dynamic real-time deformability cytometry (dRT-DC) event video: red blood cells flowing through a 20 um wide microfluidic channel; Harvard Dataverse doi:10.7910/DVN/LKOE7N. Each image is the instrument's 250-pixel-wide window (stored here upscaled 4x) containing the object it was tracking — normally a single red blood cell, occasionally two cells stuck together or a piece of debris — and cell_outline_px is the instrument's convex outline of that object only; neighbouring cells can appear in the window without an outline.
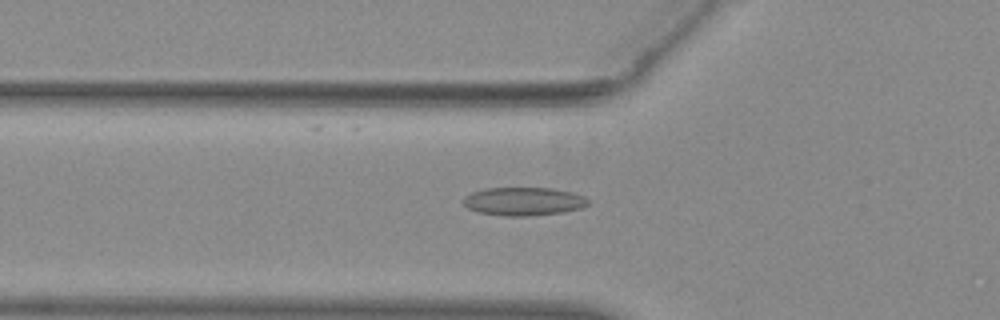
{"species": "common noctule bat (a hibernating species)", "species_latin": "Nyctalus noctula", "temperature_condition": "warm", "stored_images_in_passage": 53, "camera_frame_rate_fps": 3000, "um_per_image_px": 0.085, "animal": {"sex": "female", "body_mass_g": 29.2, "forearm_length_mm": 56.3}, "frame": {"image": 1, "passage_image": 19, "time_ms": 6.0, "image_size_px": [1000, 320], "cell_outline_px": [[588, 204], [580, 208], [564, 212], [528, 216], [504, 216], [480, 212], [468, 208], [464, 204], [464, 196], [472, 192], [488, 188], [552, 188], [572, 192], [584, 196], [588, 200]], "centroid_in_image_um": [44.52, 17.11], "position_along_channel_um": 81.3, "area_um2": 20.46}}
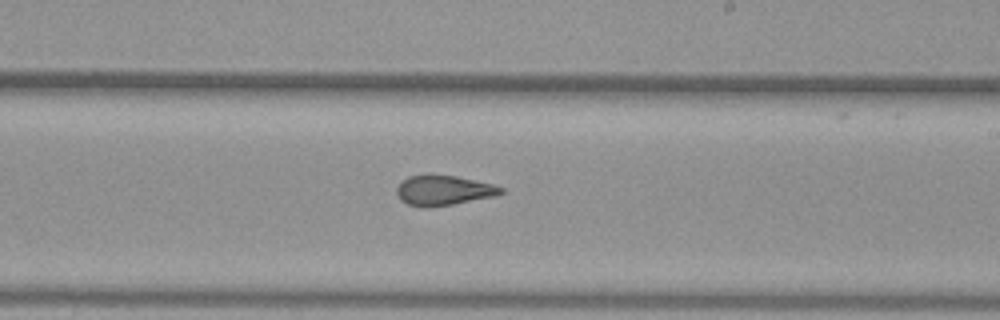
{"frame": {"image": 2, "passage_image": 32, "time_ms": 10.333, "image_size_px": [1000, 320], "cell_outline_px": [[504, 192], [496, 196], [452, 204], [408, 204], [400, 200], [396, 196], [396, 188], [408, 176], [428, 172], [456, 176], [492, 184], [504, 188]], "centroid_in_image_um": [37.71, 16.11], "position_along_channel_um": 251.3, "area_um2": 17.98}}
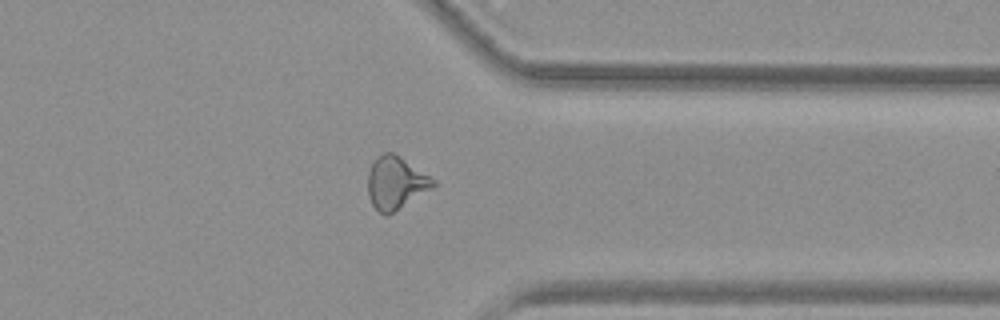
{"frame": {"image": 3, "passage_image": 42, "time_ms": 13.667, "image_size_px": [1000, 320], "cell_outline_px": [[436, 184], [432, 188], [388, 216], [384, 216], [372, 204], [368, 196], [368, 172], [376, 156], [384, 152], [392, 152], [436, 180]], "centroid_in_image_um": [33.62, 15.56], "position_along_channel_um": 377.8, "area_um2": 19.88}, "authors_computed_cell_mechanics": {"area_um2": 19.4786, "velocity_mm_per_s": 3.9118, "shape_relaxation_time_tau1_ms": null, "shape_relaxation_time_tau2_ms": 1.2922, "deformation_change_tau1": null, "deformation_change_tau2": 0.0932}}